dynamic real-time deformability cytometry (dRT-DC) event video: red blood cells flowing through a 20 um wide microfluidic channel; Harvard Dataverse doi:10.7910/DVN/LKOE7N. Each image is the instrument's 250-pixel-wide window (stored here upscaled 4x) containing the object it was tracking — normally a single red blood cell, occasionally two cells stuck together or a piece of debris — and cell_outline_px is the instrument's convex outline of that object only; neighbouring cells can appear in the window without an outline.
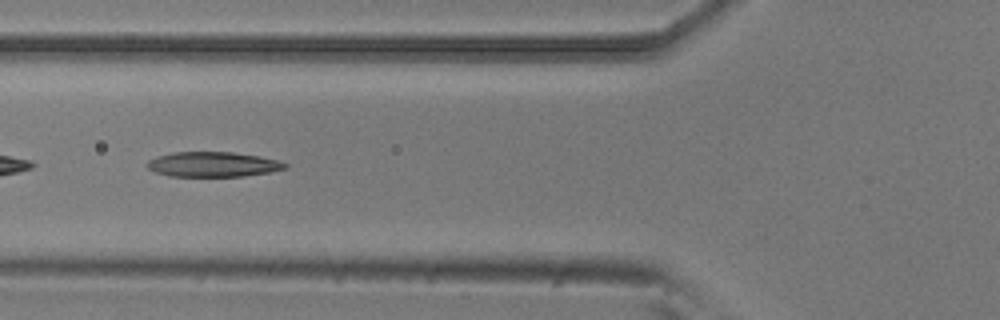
{"species": "common noctule bat (a hibernating species)", "species_latin": "Nyctalus noctula", "temperature_condition": "room temperature", "stored_images_in_passage": 48, "camera_frame_rate_fps": 3000, "um_per_image_px": 0.085, "animal": {"sex": "male", "body_mass_g": 20.5, "forearm_length_mm": 52.5}, "frame": {"image": 1, "passage_image": 15, "time_ms": 4.667, "image_size_px": [1000, 320], "cell_outline_px": [[288, 168], [268, 172], [244, 176], [168, 176], [156, 172], [148, 168], [144, 164], [148, 160], [156, 156], [176, 152], [232, 152], [260, 156], [276, 160], [288, 164]], "centroid_in_image_um": [18.07, 13.97], "position_along_channel_um": 107.7, "area_um2": 20.06}}
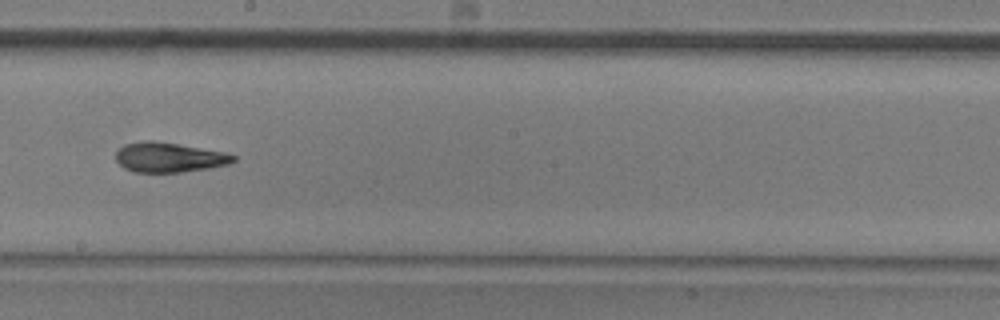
{"frame": {"image": 2, "passage_image": 25, "time_ms": 8.0, "image_size_px": [1000, 320], "cell_outline_px": [[236, 160], [228, 164], [208, 168], [180, 172], [132, 172], [124, 168], [116, 160], [116, 152], [124, 144], [144, 140], [152, 140], [224, 152], [236, 156]], "centroid_in_image_um": [14.34, 13.38], "position_along_channel_um": 233.9, "area_um2": 20.23}}
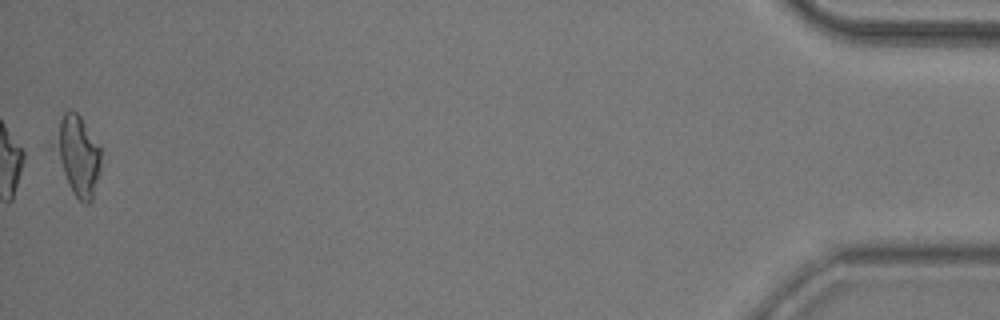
{"frame": {"image": 3, "passage_image": 48, "time_ms": 15.667, "image_size_px": [1000, 320], "cell_outline_px": [[100, 172], [92, 200], [88, 204], [84, 204], [72, 192], [44, 144], [64, 112], [68, 108], [72, 108], [80, 116], [100, 148]], "centroid_in_image_um": [6.43, 13.16], "position_along_channel_um": 428.8, "area_um2": 23.29}, "authors_computed_cell_mechanics": {"area_um2": 20.7213, "velocity_mm_per_s": 3.7715, "shape_relaxation_time_tau1_ms": 5.5864, "shape_relaxation_time_tau2_ms": 3.3937, "deformation_change_tau1": 0.1847, "deformation_change_tau2": 0.1259}}